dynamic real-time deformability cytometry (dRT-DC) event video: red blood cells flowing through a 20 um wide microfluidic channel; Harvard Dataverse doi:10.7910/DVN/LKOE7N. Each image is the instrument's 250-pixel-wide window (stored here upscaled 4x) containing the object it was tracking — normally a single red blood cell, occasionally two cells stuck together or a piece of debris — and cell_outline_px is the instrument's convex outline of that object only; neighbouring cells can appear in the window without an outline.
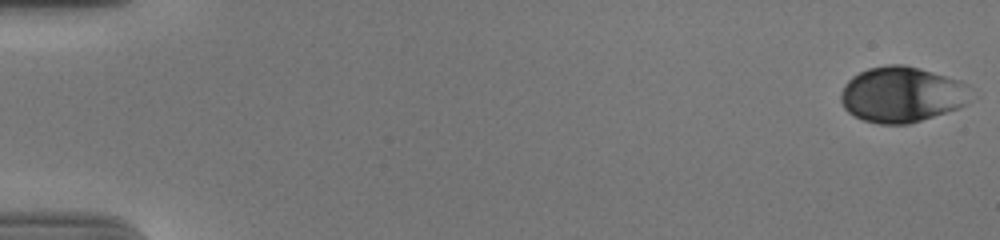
{"species": "human", "species_latin": "Homo sapiens", "temperature_condition": "cold", "stored_images_in_passage": 53, "camera_frame_rate_fps": 3000, "um_per_image_px": 0.085, "donor": {"sex": "male"}, "frame": {"image": 1, "passage_image": 1, "time_ms": 0.0, "image_size_px": [1000, 240], "cell_outline_px": [[968, 84], [964, 104], [956, 108], [908, 124], [880, 124], [864, 120], [848, 112], [844, 108], [840, 100], [840, 96], [844, 84], [852, 76], [868, 68], [888, 64], [904, 64], [920, 68], [960, 80]], "centroid_in_image_um": [76.57, 8.01], "position_along_channel_um": 8.4, "area_um2": 41.62}}
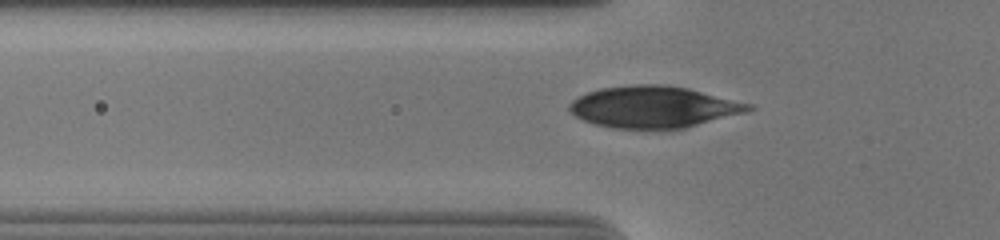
{"frame": {"image": 2, "passage_image": 20, "time_ms": 6.333, "image_size_px": [1000, 240], "cell_outline_px": [[756, 108], [748, 112], [672, 132], [612, 128], [596, 124], [584, 120], [576, 116], [568, 108], [568, 104], [572, 100], [588, 92], [600, 88], [632, 84], [660, 84], [688, 88], [752, 104]], "centroid_in_image_um": [55.6, 9.13], "position_along_channel_um": 70.2, "area_um2": 44.56}}
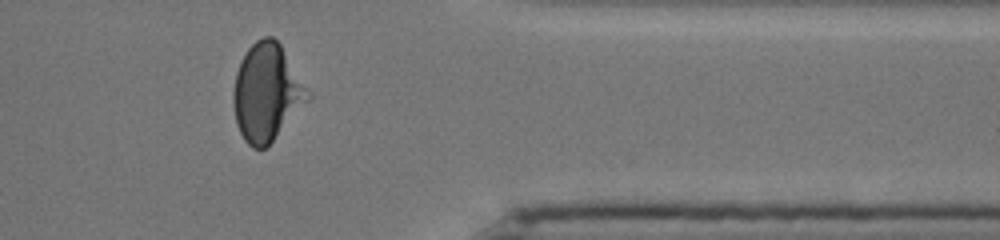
{"frame": {"image": 3, "passage_image": 47, "time_ms": 15.333, "image_size_px": [1000, 240], "cell_outline_px": [[312, 96], [272, 140], [264, 148], [252, 148], [244, 140], [236, 124], [232, 100], [232, 92], [236, 72], [240, 60], [248, 48], [256, 40], [264, 36], [272, 36], [280, 44]], "centroid_in_image_um": [22.63, 7.84], "position_along_channel_um": 388.8, "area_um2": 41.73}}